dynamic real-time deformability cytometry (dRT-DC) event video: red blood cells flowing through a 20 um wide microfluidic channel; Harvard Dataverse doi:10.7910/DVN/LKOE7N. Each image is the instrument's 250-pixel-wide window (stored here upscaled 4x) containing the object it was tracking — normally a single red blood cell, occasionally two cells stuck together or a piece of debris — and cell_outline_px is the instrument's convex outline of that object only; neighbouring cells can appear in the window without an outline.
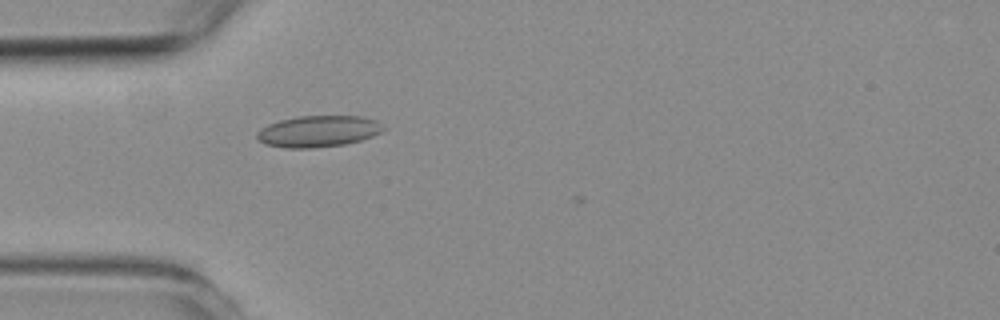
{"species": "common noctule bat (a hibernating species)", "species_latin": "Nyctalus noctula", "temperature_condition": "room temperature", "stored_images_in_passage": 4, "camera_frame_rate_fps": 3000, "um_per_image_px": 0.085, "animal": {"sex": "female", "body_mass_g": 19.3, "forearm_length_mm": 54.1}, "frame": {"image": 1, "passage_image": 4, "time_ms": 4.333, "image_size_px": [1000, 320], "cell_outline_px": [[384, 128], [380, 132], [372, 136], [360, 140], [344, 144], [312, 148], [284, 148], [264, 144], [256, 136], [256, 132], [260, 128], [268, 124], [280, 120], [296, 116], [360, 116], [376, 120]], "centroid_in_image_um": [27.0, 11.16], "position_along_channel_um": 58.0, "area_um2": 23.06}}